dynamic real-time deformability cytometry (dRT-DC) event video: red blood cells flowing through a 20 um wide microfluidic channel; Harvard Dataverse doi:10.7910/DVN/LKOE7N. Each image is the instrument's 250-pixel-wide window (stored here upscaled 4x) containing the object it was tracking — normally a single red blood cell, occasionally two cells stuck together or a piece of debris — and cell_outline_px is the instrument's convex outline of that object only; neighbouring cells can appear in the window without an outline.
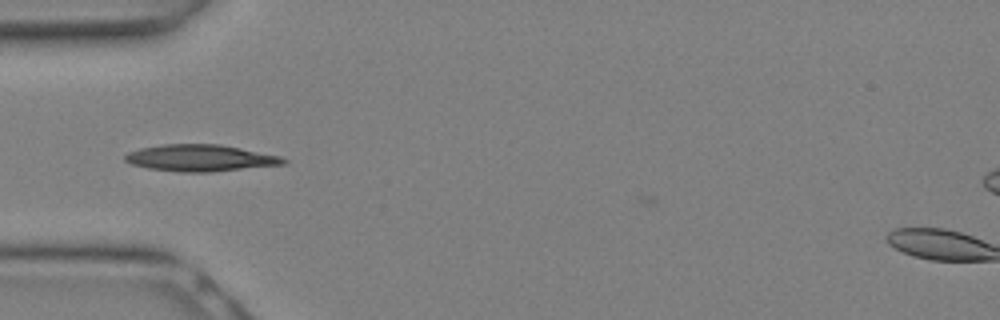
{"species": "Egyptian fruit bat (a non-hibernating species)", "species_latin": "Rousettus aegyptiacus", "temperature_condition": "warm", "stored_images_in_passage": 4, "camera_frame_rate_fps": 3000, "um_per_image_px": 0.085, "animal": {"sex": "female"}, "frame": {"image": 1, "passage_image": 1, "time_ms": 0.0, "image_size_px": [1000, 320], "cell_outline_px": [[288, 160], [284, 164], [208, 172], [180, 172], [148, 168], [132, 164], [124, 160], [124, 156], [128, 152], [140, 148], [160, 144], [220, 144], [280, 156]], "centroid_in_image_um": [16.99, 13.42], "position_along_channel_um": 68.0, "area_um2": 24.45}}
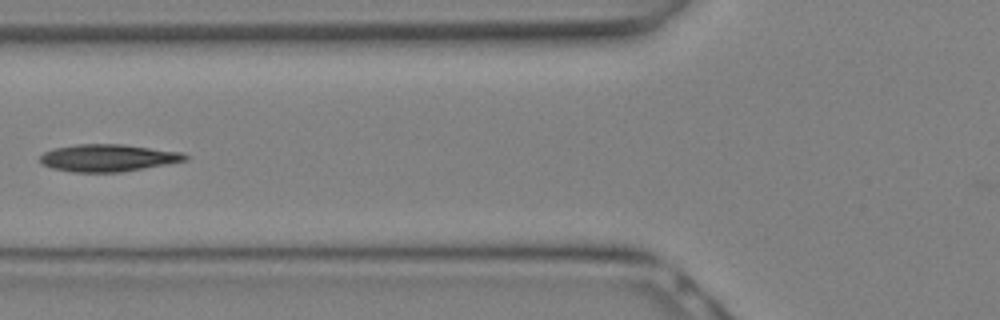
{"frame": {"image": 2, "passage_image": 3, "time_ms": 0.667, "image_size_px": [1000, 320], "cell_outline_px": [[188, 160], [144, 168], [120, 172], [72, 172], [52, 168], [40, 164], [40, 156], [44, 152], [52, 148], [76, 144], [124, 144], [180, 152], [188, 156]], "centroid_in_image_um": [9.13, 13.42], "position_along_channel_um": 116.7, "area_um2": 23.06}}